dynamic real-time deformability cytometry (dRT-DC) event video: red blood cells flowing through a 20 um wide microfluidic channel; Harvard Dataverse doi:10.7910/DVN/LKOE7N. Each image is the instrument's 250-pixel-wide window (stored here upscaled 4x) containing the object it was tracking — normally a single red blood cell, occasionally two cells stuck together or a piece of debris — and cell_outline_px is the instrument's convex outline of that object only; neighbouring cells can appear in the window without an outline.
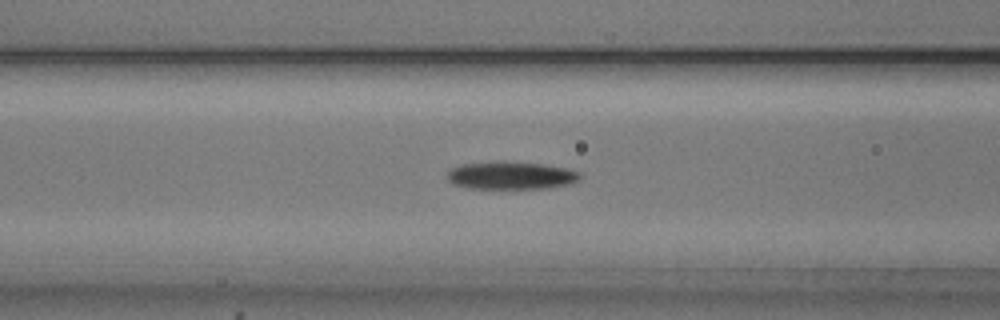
{"species": "common noctule bat (a hibernating species)", "species_latin": "Nyctalus noctula", "temperature_condition": "cold", "stored_images_in_passage": 41, "camera_frame_rate_fps": 3000, "um_per_image_px": 0.085, "animal": {"sex": "male", "body_mass_g": 20.5, "forearm_length_mm": 52.5}, "frame": {"image": 1, "passage_image": 9, "time_ms": 2.667, "image_size_px": [1000, 320], "cell_outline_px": [[580, 176], [576, 180], [568, 184], [548, 188], [468, 188], [452, 184], [448, 180], [448, 172], [452, 168], [460, 164], [496, 160], [504, 160], [544, 164], [568, 168], [580, 172]], "centroid_in_image_um": [43.4, 14.89], "position_along_channel_um": 123.2, "area_um2": 21.73}}
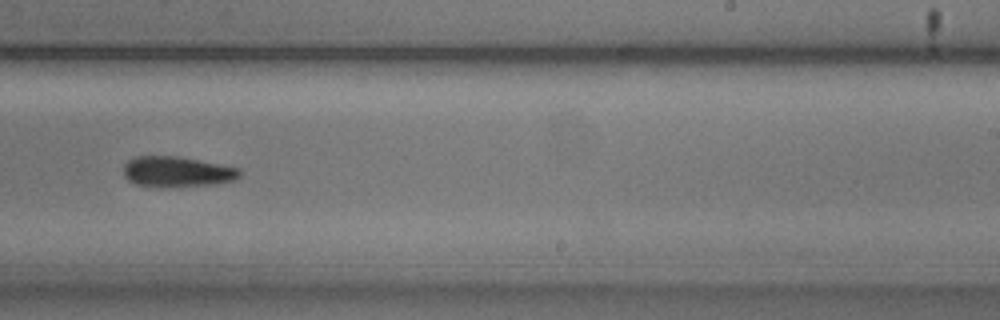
{"frame": {"image": 2, "passage_image": 21, "time_ms": 6.667, "image_size_px": [1000, 320], "cell_outline_px": [[240, 176], [236, 180], [212, 184], [168, 188], [136, 184], [128, 180], [124, 176], [124, 164], [128, 160], [136, 156], [176, 156], [240, 168]], "centroid_in_image_um": [15.03, 14.61], "position_along_channel_um": 274.0, "area_um2": 20.69}}
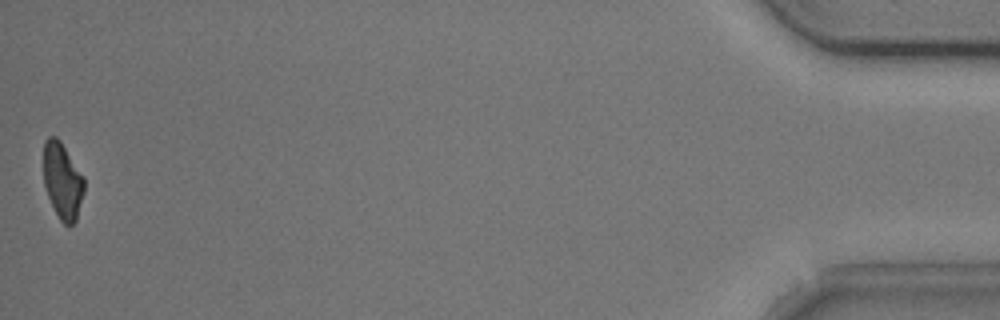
{"frame": {"image": 3, "passage_image": 41, "time_ms": 13.333, "image_size_px": [1000, 320], "cell_outline_px": [[84, 192], [76, 220], [68, 228], [60, 220], [48, 196], [44, 184], [44, 140], [48, 136], [56, 136], [60, 140], [84, 176]], "centroid_in_image_um": [5.32, 15.36], "position_along_channel_um": 429.9, "area_um2": 18.09}, "authors_computed_cell_mechanics": {"area_um2": 20.0566, "velocity_mm_per_s": 3.7806, "shape_relaxation_time_tau1_ms": 3.4566, "shape_relaxation_time_tau2_ms": null, "deformation_change_tau1": 0.1258, "deformation_change_tau2": null}}